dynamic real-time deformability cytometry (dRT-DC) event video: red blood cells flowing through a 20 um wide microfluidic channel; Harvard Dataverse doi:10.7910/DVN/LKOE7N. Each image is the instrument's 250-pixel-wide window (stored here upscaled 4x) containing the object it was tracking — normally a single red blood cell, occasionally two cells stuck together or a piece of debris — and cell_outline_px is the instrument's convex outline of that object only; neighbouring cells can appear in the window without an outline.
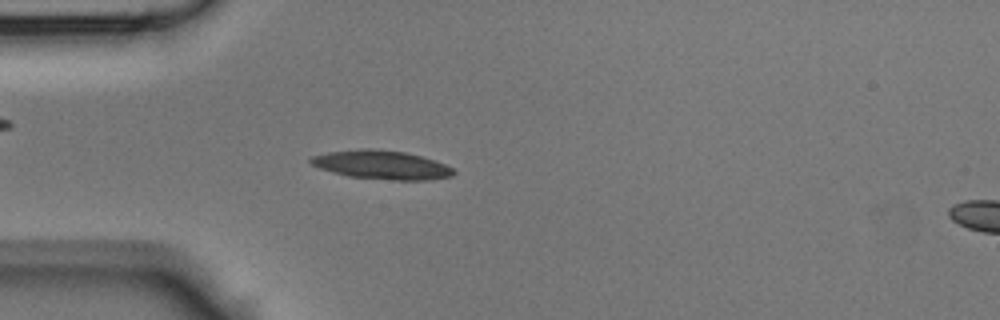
{"species": "Egyptian fruit bat (a non-hibernating species)", "species_latin": "Rousettus aegyptiacus", "temperature_condition": "room temperature", "stored_images_in_passage": 38, "camera_frame_rate_fps": 3000, "um_per_image_px": 0.085, "animal": {"sex": "male"}, "frame": {"image": 1, "passage_image": 12, "time_ms": 3.667, "image_size_px": [1000, 320], "cell_outline_px": [[456, 172], [452, 176], [432, 180], [396, 180], [348, 176], [332, 172], [320, 168], [312, 164], [308, 160], [312, 156], [328, 152], [360, 148], [376, 148], [404, 152], [420, 156], [444, 164], [452, 168]], "centroid_in_image_um": [32.43, 14.01], "position_along_channel_um": 52.6, "area_um2": 23.87}}
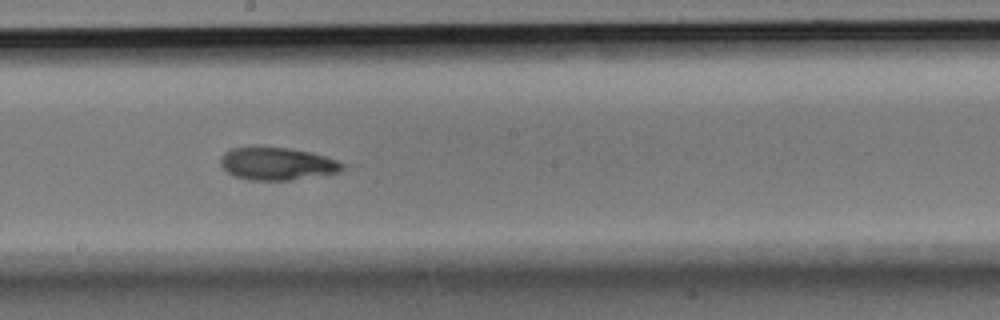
{"frame": {"image": 2, "passage_image": 24, "time_ms": 7.667, "image_size_px": [1000, 320], "cell_outline_px": [[344, 168], [340, 172], [288, 180], [252, 180], [236, 176], [228, 172], [220, 164], [220, 156], [224, 152], [232, 148], [288, 148], [312, 152], [336, 160], [344, 164]], "centroid_in_image_um": [23.56, 13.92], "position_along_channel_um": 224.6, "area_um2": 22.77}}
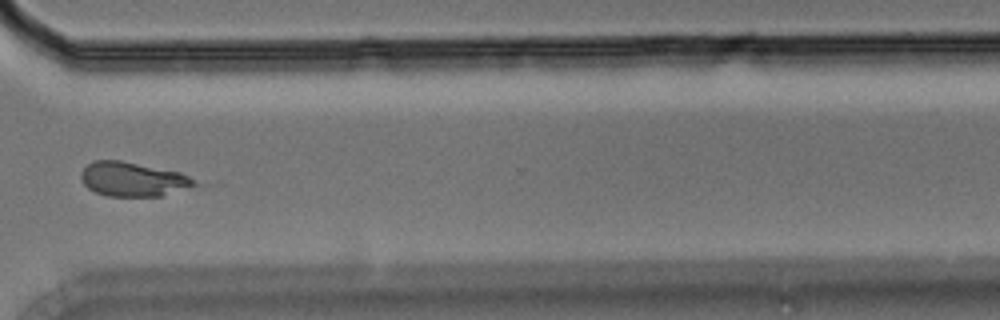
{"frame": {"image": 3, "passage_image": 33, "time_ms": 10.667, "image_size_px": [1000, 320], "cell_outline_px": [[196, 184], [160, 196], [108, 196], [96, 192], [88, 188], [84, 184], [80, 176], [80, 172], [92, 160], [120, 160], [180, 172], [188, 176]], "centroid_in_image_um": [11.21, 15.22], "position_along_channel_um": 359.4, "area_um2": 22.25}}